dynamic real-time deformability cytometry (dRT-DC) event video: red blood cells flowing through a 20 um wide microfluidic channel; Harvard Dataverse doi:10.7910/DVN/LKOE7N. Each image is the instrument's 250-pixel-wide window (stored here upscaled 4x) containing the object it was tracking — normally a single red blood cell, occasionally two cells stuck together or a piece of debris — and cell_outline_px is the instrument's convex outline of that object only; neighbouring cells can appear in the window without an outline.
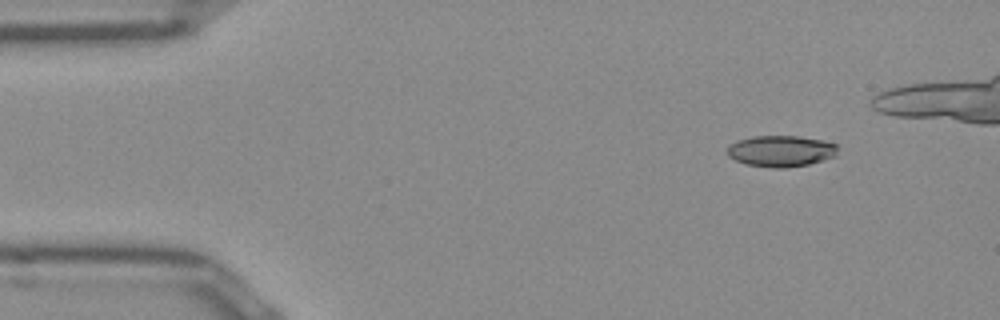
{"species": "Egyptian fruit bat (a non-hibernating species)", "species_latin": "Rousettus aegyptiacus", "temperature_condition": "room temperature", "stored_images_in_passage": 40, "camera_frame_rate_fps": 3000, "um_per_image_px": 0.085, "frame": {"image": 1, "passage_image": 1, "time_ms": 0.0, "image_size_px": [1000, 320], "cell_outline_px": [[836, 156], [808, 164], [788, 168], [772, 168], [748, 164], [736, 160], [728, 156], [728, 148], [732, 144], [740, 140], [752, 136], [796, 136], [820, 140], [836, 144]], "centroid_in_image_um": [66.38, 12.85], "position_along_channel_um": 18.6, "area_um2": 19.77}}
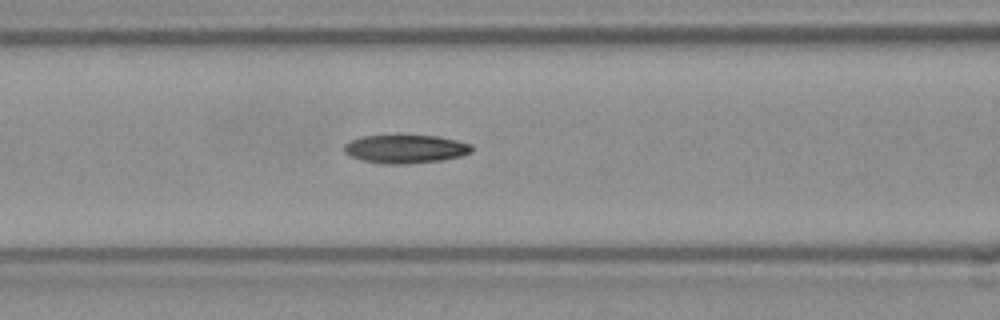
{"frame": {"image": 2, "passage_image": 16, "time_ms": 5.0, "image_size_px": [1000, 320], "cell_outline_px": [[472, 152], [460, 156], [440, 160], [408, 164], [388, 164], [364, 160], [352, 156], [344, 152], [344, 144], [348, 140], [360, 136], [440, 136], [472, 144]], "centroid_in_image_um": [34.47, 12.65], "position_along_channel_um": 132.1, "area_um2": 20.98}}
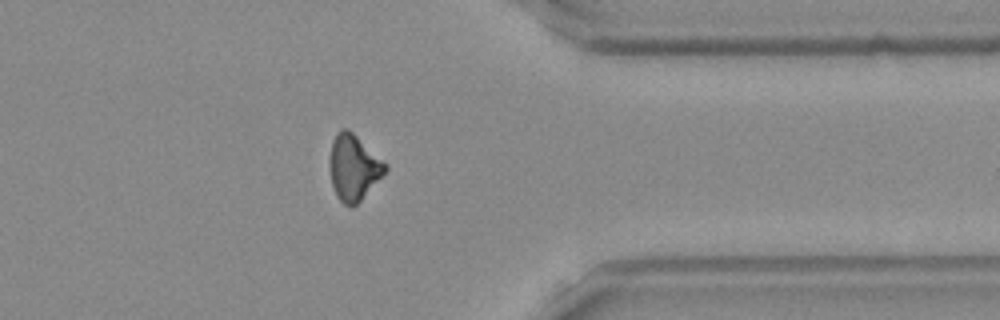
{"frame": {"image": 3, "passage_image": 36, "time_ms": 11.667, "image_size_px": [1000, 320], "cell_outline_px": [[388, 168], [360, 200], [356, 204], [344, 204], [336, 196], [332, 184], [328, 164], [328, 160], [332, 140], [336, 132], [340, 128], [348, 128]], "centroid_in_image_um": [29.97, 14.2], "position_along_channel_um": 381.4, "area_um2": 20.63}}